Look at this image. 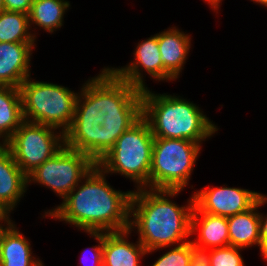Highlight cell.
<instances>
[{
  "instance_id": "cell-13",
  "label": "cell",
  "mask_w": 267,
  "mask_h": 266,
  "mask_svg": "<svg viewBox=\"0 0 267 266\" xmlns=\"http://www.w3.org/2000/svg\"><path fill=\"white\" fill-rule=\"evenodd\" d=\"M191 37L176 27L158 33L160 59L164 66V81L180 77L191 48Z\"/></svg>"
},
{
  "instance_id": "cell-21",
  "label": "cell",
  "mask_w": 267,
  "mask_h": 266,
  "mask_svg": "<svg viewBox=\"0 0 267 266\" xmlns=\"http://www.w3.org/2000/svg\"><path fill=\"white\" fill-rule=\"evenodd\" d=\"M102 124V157L114 146L117 139L142 117V110L107 112Z\"/></svg>"
},
{
  "instance_id": "cell-3",
  "label": "cell",
  "mask_w": 267,
  "mask_h": 266,
  "mask_svg": "<svg viewBox=\"0 0 267 266\" xmlns=\"http://www.w3.org/2000/svg\"><path fill=\"white\" fill-rule=\"evenodd\" d=\"M181 191L152 188L133 190L129 229H137L138 241L147 250L146 255L190 240L194 196L192 194L188 203L180 207L171 198Z\"/></svg>"
},
{
  "instance_id": "cell-18",
  "label": "cell",
  "mask_w": 267,
  "mask_h": 266,
  "mask_svg": "<svg viewBox=\"0 0 267 266\" xmlns=\"http://www.w3.org/2000/svg\"><path fill=\"white\" fill-rule=\"evenodd\" d=\"M32 254L29 240L15 224L6 234L0 247V266H44L42 260Z\"/></svg>"
},
{
  "instance_id": "cell-32",
  "label": "cell",
  "mask_w": 267,
  "mask_h": 266,
  "mask_svg": "<svg viewBox=\"0 0 267 266\" xmlns=\"http://www.w3.org/2000/svg\"><path fill=\"white\" fill-rule=\"evenodd\" d=\"M252 2L258 3L261 6H264L267 8V0H251Z\"/></svg>"
},
{
  "instance_id": "cell-20",
  "label": "cell",
  "mask_w": 267,
  "mask_h": 266,
  "mask_svg": "<svg viewBox=\"0 0 267 266\" xmlns=\"http://www.w3.org/2000/svg\"><path fill=\"white\" fill-rule=\"evenodd\" d=\"M67 0H33L29 13V26H38L44 31L54 34L63 26L64 14L70 7Z\"/></svg>"
},
{
  "instance_id": "cell-15",
  "label": "cell",
  "mask_w": 267,
  "mask_h": 266,
  "mask_svg": "<svg viewBox=\"0 0 267 266\" xmlns=\"http://www.w3.org/2000/svg\"><path fill=\"white\" fill-rule=\"evenodd\" d=\"M131 233L130 229L104 232L103 266H140L147 250L139 241H128Z\"/></svg>"
},
{
  "instance_id": "cell-12",
  "label": "cell",
  "mask_w": 267,
  "mask_h": 266,
  "mask_svg": "<svg viewBox=\"0 0 267 266\" xmlns=\"http://www.w3.org/2000/svg\"><path fill=\"white\" fill-rule=\"evenodd\" d=\"M35 42H0V86L19 88L31 77V56Z\"/></svg>"
},
{
  "instance_id": "cell-26",
  "label": "cell",
  "mask_w": 267,
  "mask_h": 266,
  "mask_svg": "<svg viewBox=\"0 0 267 266\" xmlns=\"http://www.w3.org/2000/svg\"><path fill=\"white\" fill-rule=\"evenodd\" d=\"M189 266H210V249L199 247L190 241Z\"/></svg>"
},
{
  "instance_id": "cell-11",
  "label": "cell",
  "mask_w": 267,
  "mask_h": 266,
  "mask_svg": "<svg viewBox=\"0 0 267 266\" xmlns=\"http://www.w3.org/2000/svg\"><path fill=\"white\" fill-rule=\"evenodd\" d=\"M134 50V60L128 65L115 68L109 67L118 77L130 83L131 85L144 90L145 85L143 71L154 80L164 81V66L160 59L158 46V33L151 35L148 39L137 43ZM143 70V71H142Z\"/></svg>"
},
{
  "instance_id": "cell-25",
  "label": "cell",
  "mask_w": 267,
  "mask_h": 266,
  "mask_svg": "<svg viewBox=\"0 0 267 266\" xmlns=\"http://www.w3.org/2000/svg\"><path fill=\"white\" fill-rule=\"evenodd\" d=\"M87 234L90 235V237L94 238V240H96V242H98V245L96 246H93V247H90L89 250L92 251L90 252V256H91V259H92V264L93 266H103V238H104V232H85ZM88 249V248H87ZM85 248V250L83 251V254L85 252H89ZM85 256V255H82V257ZM81 257V258H82ZM83 259V260H82ZM81 259V263L84 264L83 266H88L87 265V260L84 258ZM83 261H86V262H83Z\"/></svg>"
},
{
  "instance_id": "cell-5",
  "label": "cell",
  "mask_w": 267,
  "mask_h": 266,
  "mask_svg": "<svg viewBox=\"0 0 267 266\" xmlns=\"http://www.w3.org/2000/svg\"><path fill=\"white\" fill-rule=\"evenodd\" d=\"M154 136L148 122L141 117L126 130L97 165L106 174H120L135 182L136 189H149Z\"/></svg>"
},
{
  "instance_id": "cell-8",
  "label": "cell",
  "mask_w": 267,
  "mask_h": 266,
  "mask_svg": "<svg viewBox=\"0 0 267 266\" xmlns=\"http://www.w3.org/2000/svg\"><path fill=\"white\" fill-rule=\"evenodd\" d=\"M58 130V131H57ZM28 176L65 145L64 133L49 125L24 121L4 144Z\"/></svg>"
},
{
  "instance_id": "cell-7",
  "label": "cell",
  "mask_w": 267,
  "mask_h": 266,
  "mask_svg": "<svg viewBox=\"0 0 267 266\" xmlns=\"http://www.w3.org/2000/svg\"><path fill=\"white\" fill-rule=\"evenodd\" d=\"M201 147L186 139L154 137L149 188L183 190L188 186Z\"/></svg>"
},
{
  "instance_id": "cell-33",
  "label": "cell",
  "mask_w": 267,
  "mask_h": 266,
  "mask_svg": "<svg viewBox=\"0 0 267 266\" xmlns=\"http://www.w3.org/2000/svg\"><path fill=\"white\" fill-rule=\"evenodd\" d=\"M5 10L4 0H0V12Z\"/></svg>"
},
{
  "instance_id": "cell-14",
  "label": "cell",
  "mask_w": 267,
  "mask_h": 266,
  "mask_svg": "<svg viewBox=\"0 0 267 266\" xmlns=\"http://www.w3.org/2000/svg\"><path fill=\"white\" fill-rule=\"evenodd\" d=\"M28 180L11 151L0 144V208L12 212L27 191Z\"/></svg>"
},
{
  "instance_id": "cell-9",
  "label": "cell",
  "mask_w": 267,
  "mask_h": 266,
  "mask_svg": "<svg viewBox=\"0 0 267 266\" xmlns=\"http://www.w3.org/2000/svg\"><path fill=\"white\" fill-rule=\"evenodd\" d=\"M95 165L88 155L64 145L27 176L28 185L38 183L64 199Z\"/></svg>"
},
{
  "instance_id": "cell-23",
  "label": "cell",
  "mask_w": 267,
  "mask_h": 266,
  "mask_svg": "<svg viewBox=\"0 0 267 266\" xmlns=\"http://www.w3.org/2000/svg\"><path fill=\"white\" fill-rule=\"evenodd\" d=\"M242 248L231 245L210 249V266H244Z\"/></svg>"
},
{
  "instance_id": "cell-24",
  "label": "cell",
  "mask_w": 267,
  "mask_h": 266,
  "mask_svg": "<svg viewBox=\"0 0 267 266\" xmlns=\"http://www.w3.org/2000/svg\"><path fill=\"white\" fill-rule=\"evenodd\" d=\"M190 240L162 254L151 266H189Z\"/></svg>"
},
{
  "instance_id": "cell-22",
  "label": "cell",
  "mask_w": 267,
  "mask_h": 266,
  "mask_svg": "<svg viewBox=\"0 0 267 266\" xmlns=\"http://www.w3.org/2000/svg\"><path fill=\"white\" fill-rule=\"evenodd\" d=\"M35 33L29 26V14L7 10L0 12V42H36Z\"/></svg>"
},
{
  "instance_id": "cell-16",
  "label": "cell",
  "mask_w": 267,
  "mask_h": 266,
  "mask_svg": "<svg viewBox=\"0 0 267 266\" xmlns=\"http://www.w3.org/2000/svg\"><path fill=\"white\" fill-rule=\"evenodd\" d=\"M266 203L267 195L263 194L249 210L227 217L229 245L242 249L255 245L261 251L260 218L257 209Z\"/></svg>"
},
{
  "instance_id": "cell-19",
  "label": "cell",
  "mask_w": 267,
  "mask_h": 266,
  "mask_svg": "<svg viewBox=\"0 0 267 266\" xmlns=\"http://www.w3.org/2000/svg\"><path fill=\"white\" fill-rule=\"evenodd\" d=\"M24 121L19 88L0 86V144L4 145Z\"/></svg>"
},
{
  "instance_id": "cell-27",
  "label": "cell",
  "mask_w": 267,
  "mask_h": 266,
  "mask_svg": "<svg viewBox=\"0 0 267 266\" xmlns=\"http://www.w3.org/2000/svg\"><path fill=\"white\" fill-rule=\"evenodd\" d=\"M33 0H4L5 10L29 14Z\"/></svg>"
},
{
  "instance_id": "cell-1",
  "label": "cell",
  "mask_w": 267,
  "mask_h": 266,
  "mask_svg": "<svg viewBox=\"0 0 267 266\" xmlns=\"http://www.w3.org/2000/svg\"><path fill=\"white\" fill-rule=\"evenodd\" d=\"M88 79L79 91L74 119L64 133L65 146L88 155L96 164L102 158V124L105 114L142 110V90L118 77L109 67Z\"/></svg>"
},
{
  "instance_id": "cell-28",
  "label": "cell",
  "mask_w": 267,
  "mask_h": 266,
  "mask_svg": "<svg viewBox=\"0 0 267 266\" xmlns=\"http://www.w3.org/2000/svg\"><path fill=\"white\" fill-rule=\"evenodd\" d=\"M10 214L11 212L7 211L0 213V247L4 241L6 234L15 225V222L10 219Z\"/></svg>"
},
{
  "instance_id": "cell-30",
  "label": "cell",
  "mask_w": 267,
  "mask_h": 266,
  "mask_svg": "<svg viewBox=\"0 0 267 266\" xmlns=\"http://www.w3.org/2000/svg\"><path fill=\"white\" fill-rule=\"evenodd\" d=\"M208 5L214 10V12L218 13L220 6L222 5V0H205ZM221 4V5H220Z\"/></svg>"
},
{
  "instance_id": "cell-17",
  "label": "cell",
  "mask_w": 267,
  "mask_h": 266,
  "mask_svg": "<svg viewBox=\"0 0 267 266\" xmlns=\"http://www.w3.org/2000/svg\"><path fill=\"white\" fill-rule=\"evenodd\" d=\"M191 236L198 237L190 240L193 244L207 249L229 245L227 217L201 212L195 205L191 215Z\"/></svg>"
},
{
  "instance_id": "cell-29",
  "label": "cell",
  "mask_w": 267,
  "mask_h": 266,
  "mask_svg": "<svg viewBox=\"0 0 267 266\" xmlns=\"http://www.w3.org/2000/svg\"><path fill=\"white\" fill-rule=\"evenodd\" d=\"M261 249L267 244V214L259 212Z\"/></svg>"
},
{
  "instance_id": "cell-31",
  "label": "cell",
  "mask_w": 267,
  "mask_h": 266,
  "mask_svg": "<svg viewBox=\"0 0 267 266\" xmlns=\"http://www.w3.org/2000/svg\"><path fill=\"white\" fill-rule=\"evenodd\" d=\"M260 254L263 256L264 260L267 261V244L261 249Z\"/></svg>"
},
{
  "instance_id": "cell-10",
  "label": "cell",
  "mask_w": 267,
  "mask_h": 266,
  "mask_svg": "<svg viewBox=\"0 0 267 266\" xmlns=\"http://www.w3.org/2000/svg\"><path fill=\"white\" fill-rule=\"evenodd\" d=\"M262 195L259 192L227 185L206 186L193 193L194 205L201 212L224 217L249 210Z\"/></svg>"
},
{
  "instance_id": "cell-4",
  "label": "cell",
  "mask_w": 267,
  "mask_h": 266,
  "mask_svg": "<svg viewBox=\"0 0 267 266\" xmlns=\"http://www.w3.org/2000/svg\"><path fill=\"white\" fill-rule=\"evenodd\" d=\"M203 111L191 101L175 94L142 90V117L154 137L186 139L202 145L218 131Z\"/></svg>"
},
{
  "instance_id": "cell-2",
  "label": "cell",
  "mask_w": 267,
  "mask_h": 266,
  "mask_svg": "<svg viewBox=\"0 0 267 266\" xmlns=\"http://www.w3.org/2000/svg\"><path fill=\"white\" fill-rule=\"evenodd\" d=\"M96 164L55 208L44 211L84 232H117L129 229L132 190L114 189Z\"/></svg>"
},
{
  "instance_id": "cell-6",
  "label": "cell",
  "mask_w": 267,
  "mask_h": 266,
  "mask_svg": "<svg viewBox=\"0 0 267 266\" xmlns=\"http://www.w3.org/2000/svg\"><path fill=\"white\" fill-rule=\"evenodd\" d=\"M32 79L26 78L19 86L24 120L49 125L65 133L73 122L79 92Z\"/></svg>"
}]
</instances>
